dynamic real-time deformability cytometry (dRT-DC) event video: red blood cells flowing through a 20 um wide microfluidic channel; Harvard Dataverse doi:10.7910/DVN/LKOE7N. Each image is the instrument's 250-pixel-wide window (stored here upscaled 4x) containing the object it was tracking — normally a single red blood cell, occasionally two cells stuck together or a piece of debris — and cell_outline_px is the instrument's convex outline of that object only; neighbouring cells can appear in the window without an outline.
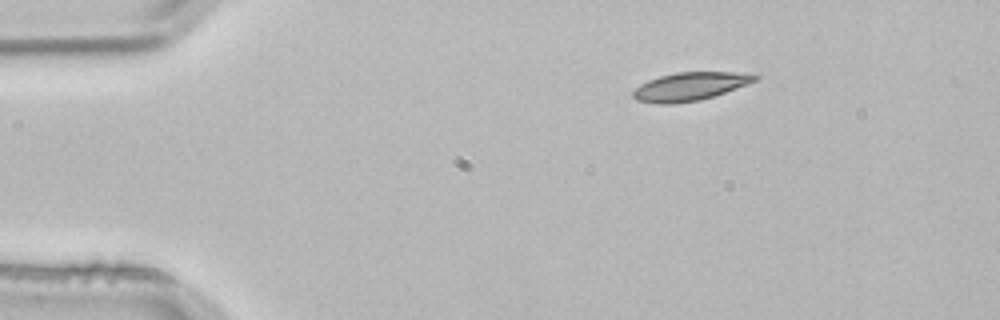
{"species": "common noctule bat (a hibernating species)", "species_latin": "Nyctalus noctula", "temperature_condition": "room temperature", "stored_images_in_passage": 4, "segment_of_instrument_passage": [2, 2], "camera_frame_rate_fps": 3000, "um_per_image_px": 0.085, "animal": {"sex": "male", "body_mass_g": 21.5, "forearm_length_mm": 52.0}, "frame": {"image": 1, "passage_image": 4, "time_ms": 1.0, "image_size_px": [1000, 320], "cell_outline_px": [[760, 76], [756, 80], [748, 84], [700, 100], [672, 104], [660, 104], [636, 100], [632, 96], [632, 92], [640, 84], [648, 80], [660, 76], [676, 72], [752, 72]], "centroid_in_image_um": [58.66, 7.33], "position_along_channel_um": 26.3, "area_um2": 20.11}}